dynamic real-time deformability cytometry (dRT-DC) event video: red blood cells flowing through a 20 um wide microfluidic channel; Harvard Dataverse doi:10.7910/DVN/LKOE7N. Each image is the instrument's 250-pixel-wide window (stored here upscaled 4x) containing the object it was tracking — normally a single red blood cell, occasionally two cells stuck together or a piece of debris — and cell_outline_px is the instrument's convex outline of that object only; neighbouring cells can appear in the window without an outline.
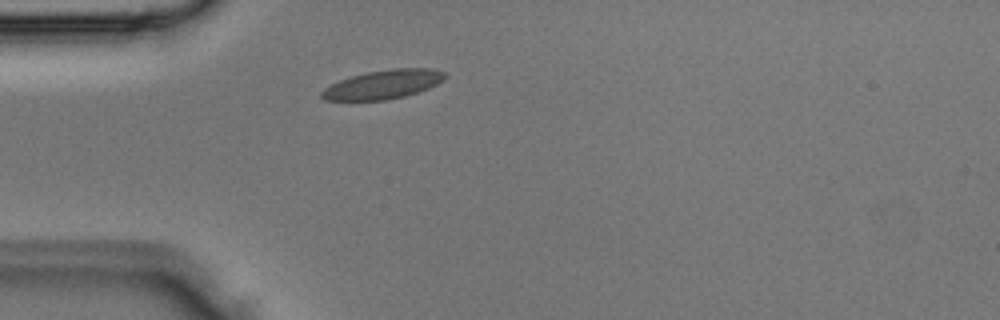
{"species": "Egyptian fruit bat (a non-hibernating species)", "species_latin": "Rousettus aegyptiacus", "temperature_condition": "room temperature", "stored_images_in_passage": 4, "camera_frame_rate_fps": 3000, "um_per_image_px": 0.085, "animal": {"sex": "male"}, "frame": {"image": 1, "passage_image": 4, "time_ms": 1.0, "image_size_px": [1000, 320], "cell_outline_px": [[448, 76], [444, 80], [428, 88], [404, 96], [388, 100], [324, 100], [320, 96], [320, 92], [324, 88], [340, 80], [352, 76], [368, 72], [392, 68], [432, 68], [444, 72]], "centroid_in_image_um": [32.58, 7.17], "position_along_channel_um": 52.4, "area_um2": 20.69}}